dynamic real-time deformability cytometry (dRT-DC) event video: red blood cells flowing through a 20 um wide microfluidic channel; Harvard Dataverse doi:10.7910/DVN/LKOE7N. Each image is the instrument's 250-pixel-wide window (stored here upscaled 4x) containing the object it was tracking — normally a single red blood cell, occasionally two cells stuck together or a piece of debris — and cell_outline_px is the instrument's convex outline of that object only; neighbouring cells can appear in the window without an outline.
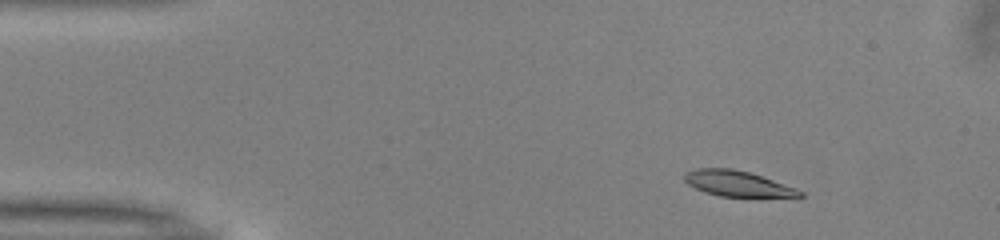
{"species": "common noctule bat (a hibernating species)", "species_latin": "Nyctalus noctula", "temperature_condition": "warm", "stored_images_in_passage": 49, "camera_frame_rate_fps": 3000, "um_per_image_px": 0.085, "animal": {"sex": "male", "body_mass_g": 13.0, "forearm_length_mm": 53.1}, "frame": {"image": 1, "passage_image": 5, "time_ms": 1.333, "image_size_px": [1000, 240], "cell_outline_px": [[804, 196], [720, 196], [704, 192], [688, 184], [684, 180], [684, 172], [696, 168], [732, 168], [748, 172], [796, 188], [804, 192]], "centroid_in_image_um": [62.62, 15.59], "position_along_channel_um": 22.4, "area_um2": 16.88}}
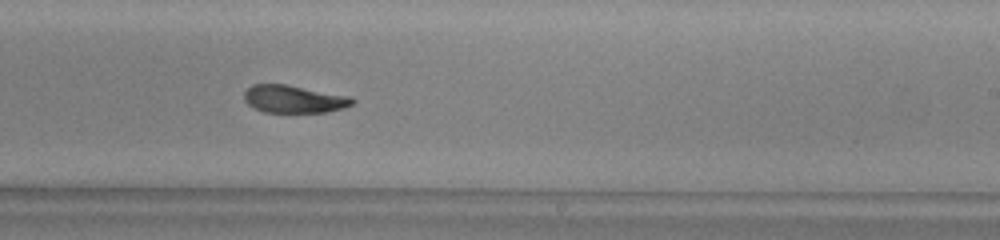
{"frame": {"image": 2, "passage_image": 29, "time_ms": 9.333, "image_size_px": [1000, 240], "cell_outline_px": [[356, 100], [352, 104], [344, 108], [324, 112], [264, 112], [248, 104], [244, 100], [244, 92], [252, 84], [288, 84], [352, 96]], "centroid_in_image_um": [25.01, 8.4], "position_along_channel_um": 264.0, "area_um2": 17.57}}
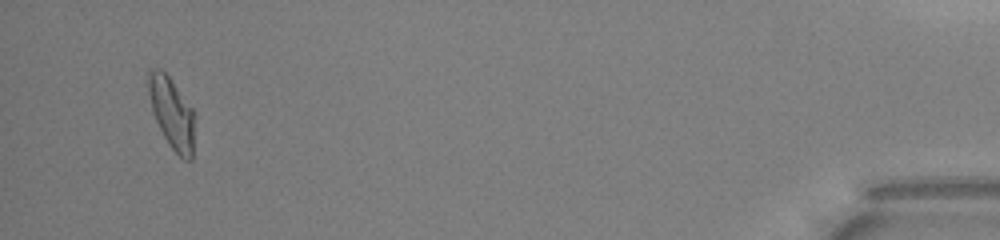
{"frame": {"image": 3, "passage_image": 47, "time_ms": 15.333, "image_size_px": [1000, 240], "cell_outline_px": [[192, 160], [184, 160], [168, 144], [152, 112], [144, 84], [148, 68], [160, 68], [168, 76], [192, 108]], "centroid_in_image_um": [14.49, 9.5], "position_along_channel_um": 420.7, "area_um2": 19.07}, "authors_computed_cell_mechanics": {"area_um2": 18.496, "velocity_mm_per_s": 4.0084, "shape_relaxation_time_tau1_ms": 4.5596, "shape_relaxation_time_tau2_ms": 6.8777, "deformation_change_tau1": 0.1773, "deformation_change_tau2": 0.1416}}